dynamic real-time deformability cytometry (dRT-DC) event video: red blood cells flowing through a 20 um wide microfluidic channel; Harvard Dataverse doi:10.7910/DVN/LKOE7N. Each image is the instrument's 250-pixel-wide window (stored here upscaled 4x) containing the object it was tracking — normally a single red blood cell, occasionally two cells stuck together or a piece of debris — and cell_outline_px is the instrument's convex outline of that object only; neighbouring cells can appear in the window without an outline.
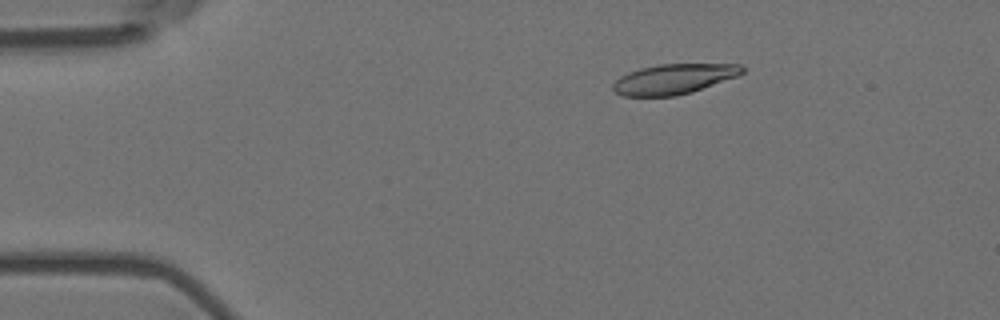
{"species": "Egyptian fruit bat (a non-hibernating species)", "species_latin": "Rousettus aegyptiacus", "temperature_condition": "room temperature", "stored_images_in_passage": 3, "camera_frame_rate_fps": 3000, "um_per_image_px": 0.085, "animal": {"sex": "female"}, "frame": {"image": 1, "passage_image": 1, "time_ms": 0.0, "image_size_px": [1000, 320], "cell_outline_px": [[744, 72], [736, 76], [692, 92], [676, 96], [620, 96], [612, 88], [612, 84], [620, 76], [628, 72], [640, 68], [660, 64], [740, 64], [744, 68]], "centroid_in_image_um": [57.24, 6.72], "position_along_channel_um": 27.8, "area_um2": 22.6}}